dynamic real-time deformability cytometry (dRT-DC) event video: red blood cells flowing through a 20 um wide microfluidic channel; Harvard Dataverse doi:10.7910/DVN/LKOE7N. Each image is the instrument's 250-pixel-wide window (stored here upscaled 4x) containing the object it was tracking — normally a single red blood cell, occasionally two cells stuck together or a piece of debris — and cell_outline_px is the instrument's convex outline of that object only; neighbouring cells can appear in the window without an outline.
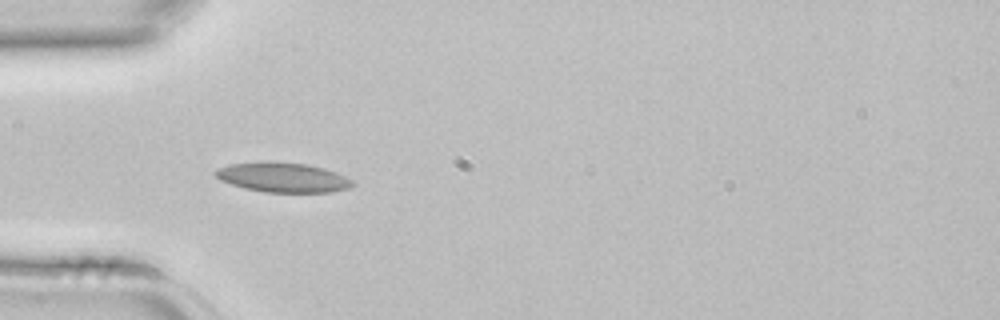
{"species": "common noctule bat (a hibernating species)", "species_latin": "Nyctalus noctula", "temperature_condition": "room temperature", "stored_images_in_passage": 4, "camera_frame_rate_fps": 3000, "um_per_image_px": 0.085, "animal": {"sex": "female", "body_mass_g": 22.7, "forearm_length_mm": 54.2}, "frame": {"image": 1, "passage_image": 4, "time_ms": 1.0, "image_size_px": [1000, 320], "cell_outline_px": [[356, 184], [352, 188], [332, 192], [264, 192], [244, 188], [220, 180], [212, 172], [216, 168], [228, 164], [256, 160], [268, 160], [308, 164], [324, 168], [336, 172], [352, 180]], "centroid_in_image_um": [24.01, 15.05], "position_along_channel_um": 61.0, "area_um2": 24.39}}